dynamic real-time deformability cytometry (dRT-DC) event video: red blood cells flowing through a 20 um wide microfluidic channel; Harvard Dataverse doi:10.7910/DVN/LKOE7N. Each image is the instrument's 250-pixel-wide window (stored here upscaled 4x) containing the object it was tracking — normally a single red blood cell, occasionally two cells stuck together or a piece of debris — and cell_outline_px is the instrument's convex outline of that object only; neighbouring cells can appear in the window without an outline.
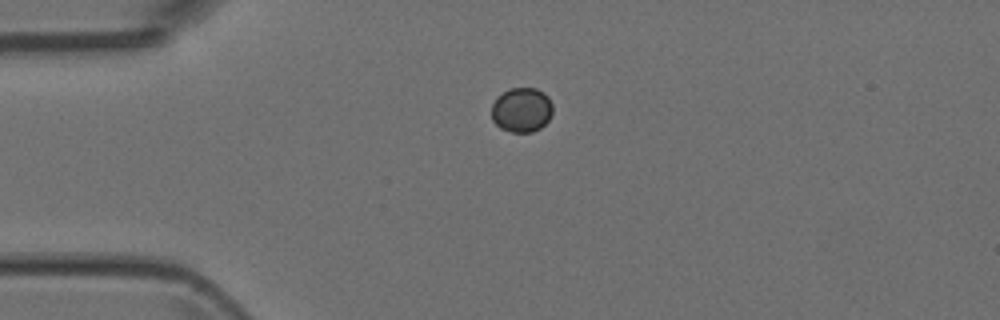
{"species": "Egyptian fruit bat (a non-hibernating species)", "species_latin": "Rousettus aegyptiacus", "temperature_condition": "room temperature", "stored_images_in_passage": 2, "camera_frame_rate_fps": 3000, "um_per_image_px": 0.085, "animal": {"sex": "female"}, "frame": {"image": 1, "passage_image": 1, "time_ms": 0.0, "image_size_px": [1000, 320], "cell_outline_px": [[552, 112], [548, 120], [540, 128], [532, 132], [512, 132], [500, 128], [492, 120], [492, 104], [496, 96], [508, 88], [536, 88], [544, 92], [548, 96], [552, 104]], "centroid_in_image_um": [44.32, 9.32], "position_along_channel_um": 40.7, "area_um2": 16.07}}